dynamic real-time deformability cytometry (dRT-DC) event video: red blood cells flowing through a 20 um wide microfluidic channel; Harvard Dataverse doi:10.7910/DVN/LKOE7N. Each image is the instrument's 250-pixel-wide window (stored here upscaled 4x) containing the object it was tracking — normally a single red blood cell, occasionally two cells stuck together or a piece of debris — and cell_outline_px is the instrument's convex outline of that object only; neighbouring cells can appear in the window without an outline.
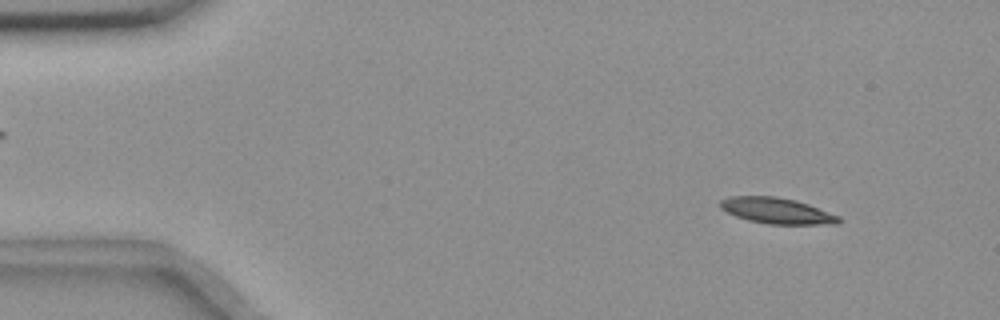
{"species": "common noctule bat (a hibernating species)", "species_latin": "Nyctalus noctula", "temperature_condition": "room temperature", "stored_images_in_passage": 56, "segment_of_instrument_passage": [1, 2], "camera_frame_rate_fps": 3000, "um_per_image_px": 0.085, "animal": {"sex": "female", "body_mass_g": 18.4}, "frame": {"image": 1, "passage_image": 5, "time_ms": 1.333, "image_size_px": [1000, 320], "cell_outline_px": [[840, 220], [836, 224], [768, 224], [748, 220], [736, 216], [720, 208], [720, 200], [728, 196], [776, 196], [796, 200], [808, 204], [840, 216]], "centroid_in_image_um": [66.01, 17.9], "position_along_channel_um": 19.0, "area_um2": 17.86}}
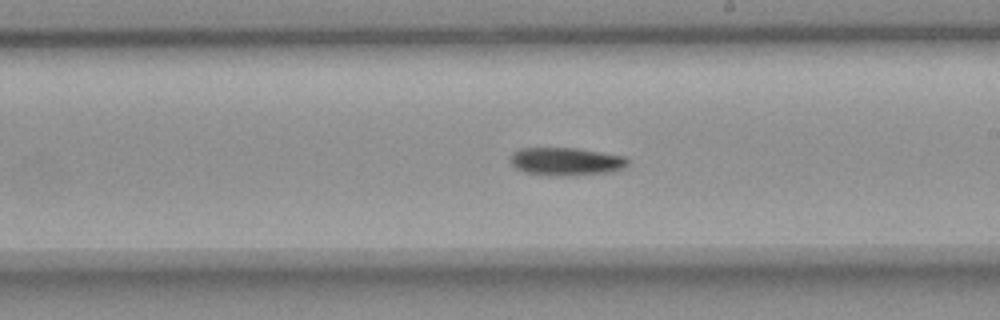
{"frame": {"image": 2, "passage_image": 31, "time_ms": 10.0, "image_size_px": [1000, 320], "cell_outline_px": [[628, 164], [624, 168], [612, 172], [568, 176], [548, 176], [524, 172], [516, 168], [512, 164], [512, 152], [520, 148], [576, 148], [624, 156], [628, 160]], "centroid_in_image_um": [48.12, 13.74], "position_along_channel_um": 240.9, "area_um2": 19.25}}
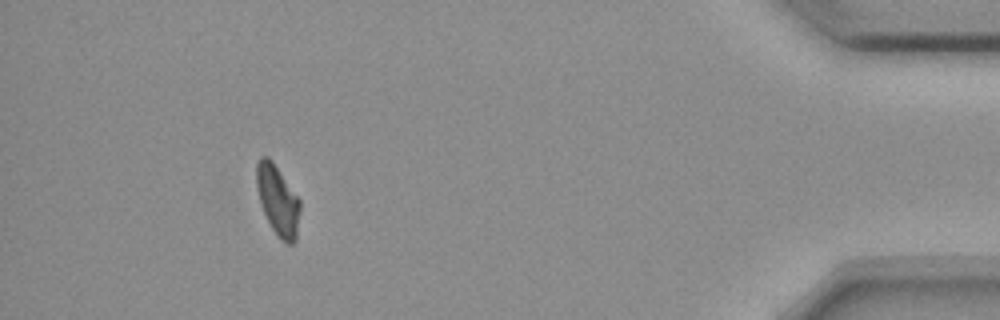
{"frame": {"image": 3, "passage_image": 50, "time_ms": 16.333, "image_size_px": [1000, 320], "cell_outline_px": [[300, 212], [296, 240], [292, 244], [288, 244], [280, 240], [276, 236], [260, 204], [256, 184], [256, 164], [260, 156], [268, 156], [272, 160], [300, 200]], "centroid_in_image_um": [23.6, 17.03], "position_along_channel_um": 411.6, "area_um2": 17.86}}